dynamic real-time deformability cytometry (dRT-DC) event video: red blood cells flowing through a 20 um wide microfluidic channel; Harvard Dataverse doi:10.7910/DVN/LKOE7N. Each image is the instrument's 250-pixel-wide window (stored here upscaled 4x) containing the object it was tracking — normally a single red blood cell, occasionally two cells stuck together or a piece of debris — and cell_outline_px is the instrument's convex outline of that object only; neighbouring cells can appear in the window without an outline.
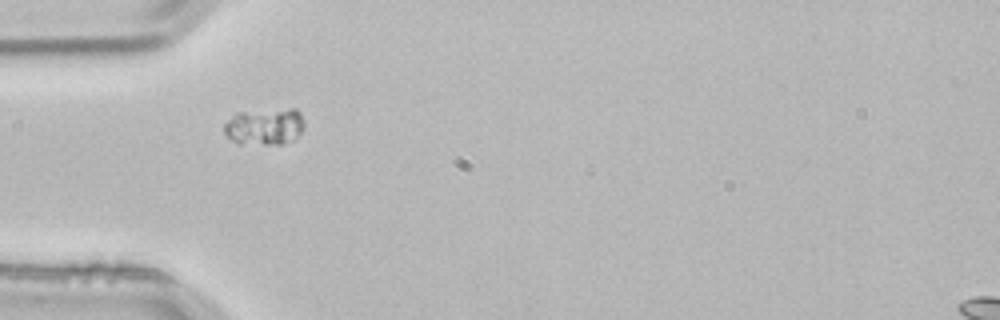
{"species": "common noctule bat (a hibernating species)", "species_latin": "Nyctalus noctula", "temperature_condition": "room temperature", "stored_images_in_passage": 1, "camera_frame_rate_fps": 3000, "um_per_image_px": 0.085, "animal": {"sex": "male", "body_mass_g": 21.5, "forearm_length_mm": 52.0}, "frame": {"image": 1, "passage_image": 1, "time_ms": 0.0, "image_size_px": [1000, 320], "cell_outline_px": [[304, 128], [292, 140], [284, 144], [236, 144], [224, 132], [224, 124], [236, 112], [288, 108], [296, 108], [300, 112], [304, 120]], "centroid_in_image_um": [22.5, 10.75], "position_along_channel_um": 62.5, "area_um2": 17.4}}